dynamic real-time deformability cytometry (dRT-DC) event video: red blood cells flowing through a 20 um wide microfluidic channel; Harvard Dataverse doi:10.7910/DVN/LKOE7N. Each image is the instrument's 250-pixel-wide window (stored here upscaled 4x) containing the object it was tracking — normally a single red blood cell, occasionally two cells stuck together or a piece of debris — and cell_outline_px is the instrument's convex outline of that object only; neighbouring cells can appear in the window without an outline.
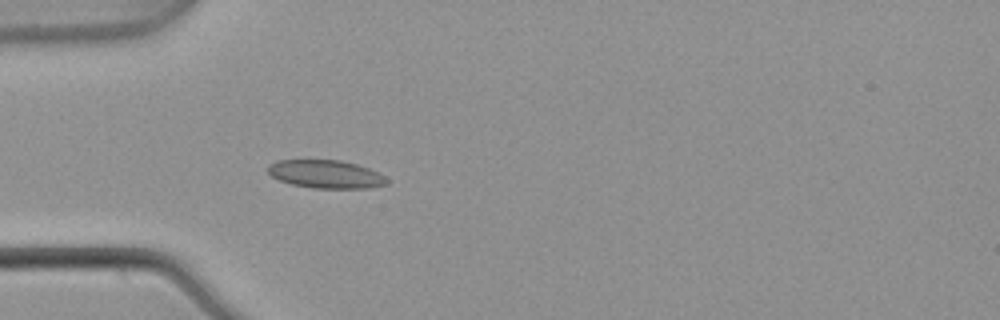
{"species": "common noctule bat (a hibernating species)", "species_latin": "Nyctalus noctula", "temperature_condition": "warm", "stored_images_in_passage": 5, "camera_frame_rate_fps": 3000, "um_per_image_px": 0.085, "animal": {"sex": "male", "body_mass_g": 21.5, "forearm_length_mm": 52.0}, "frame": {"image": 1, "passage_image": 5, "time_ms": 1.333, "image_size_px": [1000, 320], "cell_outline_px": [[388, 184], [368, 188], [312, 188], [292, 184], [280, 180], [272, 176], [268, 172], [268, 164], [280, 160], [340, 160], [356, 164], [368, 168], [384, 176], [388, 180]], "centroid_in_image_um": [27.69, 14.8], "position_along_channel_um": 57.3, "area_um2": 19.36}}